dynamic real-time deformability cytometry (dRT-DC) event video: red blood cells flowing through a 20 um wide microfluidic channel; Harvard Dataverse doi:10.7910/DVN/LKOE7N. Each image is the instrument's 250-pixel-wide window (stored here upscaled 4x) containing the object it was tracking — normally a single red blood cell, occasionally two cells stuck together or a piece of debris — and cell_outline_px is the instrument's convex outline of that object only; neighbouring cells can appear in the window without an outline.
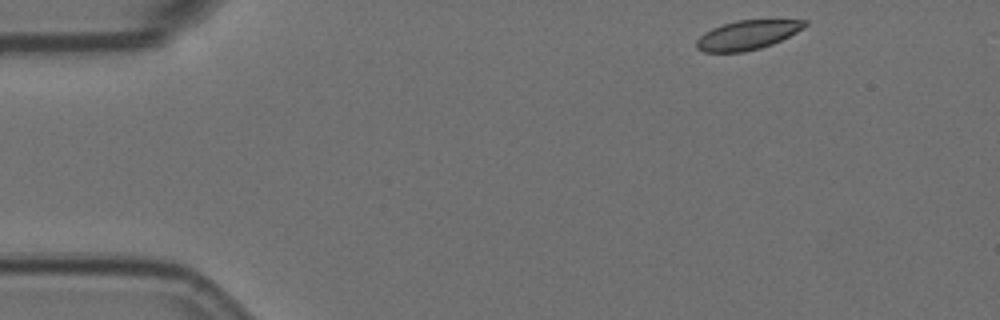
{"species": "Egyptian fruit bat (a non-hibernating species)", "species_latin": "Rousettus aegyptiacus", "temperature_condition": "room temperature", "stored_images_in_passage": 52, "camera_frame_rate_fps": 3000, "um_per_image_px": 0.085, "animal": {"sex": "female"}, "frame": {"image": 1, "passage_image": 1, "time_ms": 0.0, "image_size_px": [1000, 320], "cell_outline_px": [[808, 24], [804, 28], [772, 44], [760, 48], [744, 52], [704, 52], [696, 48], [696, 40], [704, 32], [712, 28], [736, 20], [808, 20]], "centroid_in_image_um": [63.51, 2.98], "position_along_channel_um": 21.5, "area_um2": 18.38}}
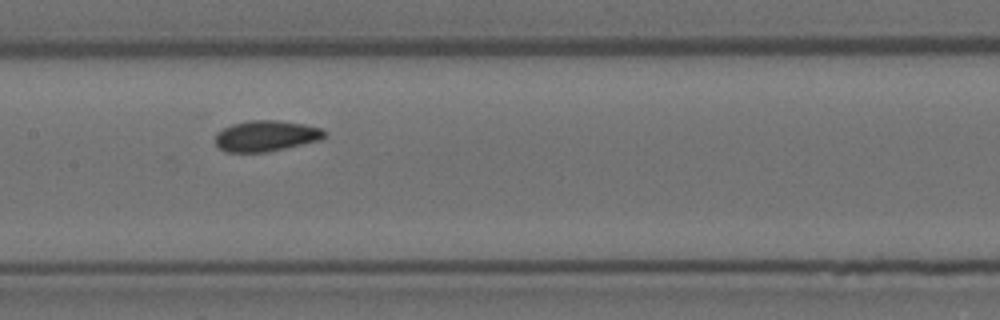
{"frame": {"image": 2, "passage_image": 22, "time_ms": 7.0, "image_size_px": [1000, 320], "cell_outline_px": [[328, 136], [320, 140], [268, 152], [224, 152], [216, 144], [216, 132], [232, 124], [248, 120], [276, 120], [304, 124], [320, 128], [328, 132]], "centroid_in_image_um": [22.63, 11.55], "position_along_channel_um": 184.8, "area_um2": 19.77}}
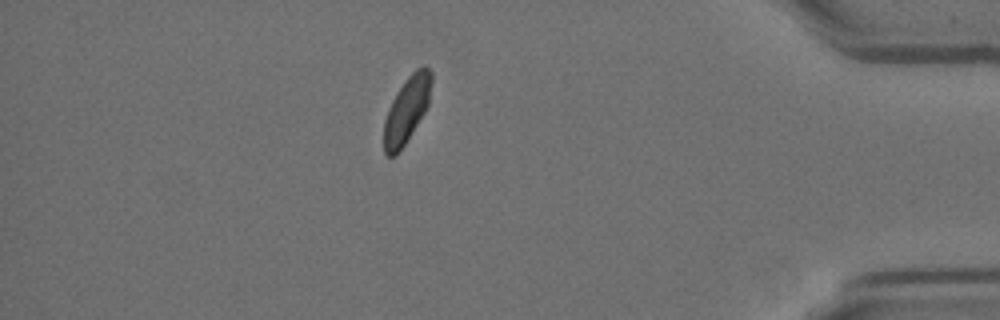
{"frame": {"image": 3, "passage_image": 44, "time_ms": 14.333, "image_size_px": [1000, 320], "cell_outline_px": [[432, 80], [428, 104], [424, 112], [404, 144], [396, 156], [388, 156], [384, 152], [384, 120], [388, 108], [396, 92], [408, 76], [416, 68], [424, 64], [432, 72]], "centroid_in_image_um": [34.57, 9.29], "position_along_channel_um": 400.6, "area_um2": 18.15}, "authors_computed_cell_mechanics": {"area_um2": 19.4208, "velocity_mm_per_s": 3.514, "shape_relaxation_time_tau1_ms": 5.0845, "shape_relaxation_time_tau2_ms": 2.1144, "deformation_change_tau1": 0.0965, "deformation_change_tau2": 0.047}}